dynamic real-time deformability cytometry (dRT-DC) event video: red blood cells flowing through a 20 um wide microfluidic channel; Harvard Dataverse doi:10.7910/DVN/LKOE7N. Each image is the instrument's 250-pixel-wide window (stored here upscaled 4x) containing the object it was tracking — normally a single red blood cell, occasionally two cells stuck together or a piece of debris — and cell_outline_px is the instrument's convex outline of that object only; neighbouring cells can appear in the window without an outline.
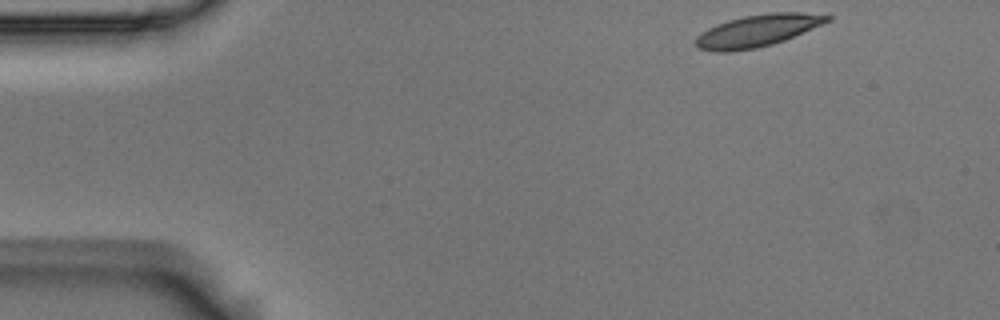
{"species": "Egyptian fruit bat (a non-hibernating species)", "species_latin": "Rousettus aegyptiacus", "temperature_condition": "room temperature", "stored_images_in_passage": 3, "camera_frame_rate_fps": 3000, "um_per_image_px": 0.085, "animal": {"sex": "male"}, "frame": {"image": 1, "passage_image": 1, "time_ms": 0.0, "image_size_px": [1000, 320], "cell_outline_px": [[832, 20], [784, 40], [772, 44], [756, 48], [728, 52], [716, 52], [700, 48], [696, 44], [696, 36], [700, 32], [716, 24], [728, 20], [744, 16], [772, 12], [800, 12], [832, 16]], "centroid_in_image_um": [64.37, 2.6], "position_along_channel_um": 20.6, "area_um2": 24.39}}